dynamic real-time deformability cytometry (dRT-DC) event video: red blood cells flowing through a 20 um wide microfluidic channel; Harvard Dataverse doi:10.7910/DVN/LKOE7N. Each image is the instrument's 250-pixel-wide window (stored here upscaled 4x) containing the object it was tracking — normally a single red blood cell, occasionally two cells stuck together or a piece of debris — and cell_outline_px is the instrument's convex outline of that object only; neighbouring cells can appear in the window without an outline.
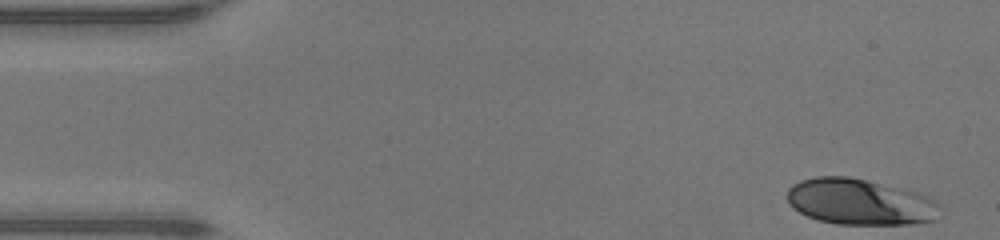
{"species": "human", "species_latin": "Homo sapiens", "temperature_condition": "warm", "stored_images_in_passage": 46, "camera_frame_rate_fps": 3000, "um_per_image_px": 0.085, "donor": {"sex": "male"}, "frame": {"image": 1, "passage_image": 1, "time_ms": 0.0, "image_size_px": [1000, 240], "cell_outline_px": [[944, 208], [936, 220], [912, 224], [836, 224], [820, 220], [808, 216], [792, 208], [788, 204], [788, 188], [792, 184], [800, 180], [816, 176], [848, 176], [916, 192], [928, 196], [936, 200]], "centroid_in_image_um": [73.13, 17.17], "position_along_channel_um": 11.9, "area_um2": 41.27}}
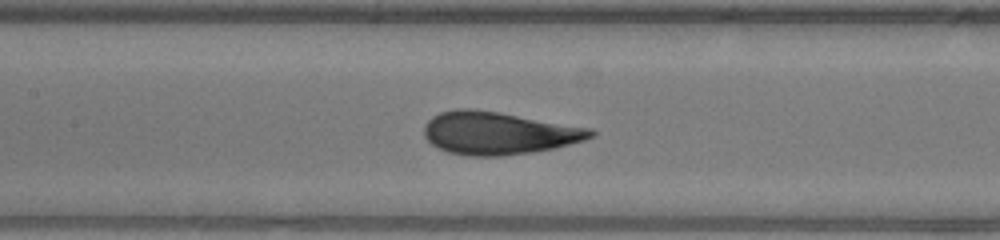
{"frame": {"image": 2, "passage_image": 20, "time_ms": 6.333, "image_size_px": [1000, 240], "cell_outline_px": [[596, 136], [584, 140], [556, 148], [536, 152], [504, 156], [472, 156], [448, 152], [432, 144], [424, 136], [424, 124], [432, 116], [440, 112], [456, 108], [472, 108], [500, 112], [592, 128], [596, 132]], "centroid_in_image_um": [42.4, 11.31], "position_along_channel_um": 165.0, "area_um2": 41.85}}
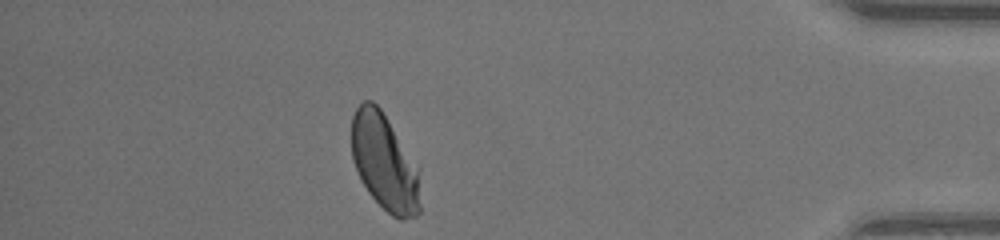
{"frame": {"image": 3, "passage_image": 40, "time_ms": 13.0, "image_size_px": [1000, 240], "cell_outline_px": [[420, 212], [416, 216], [404, 220], [400, 220], [392, 216], [368, 192], [360, 180], [352, 160], [352, 116], [356, 108], [364, 100], [372, 100], [380, 108], [416, 172], [420, 204]], "centroid_in_image_um": [32.6, 13.84], "position_along_channel_um": 402.6, "area_um2": 37.11}, "authors_computed_cell_mechanics": {"area_um2": 40.2577, "velocity_mm_per_s": 4.3204, "shape_relaxation_time_tau1_ms": 3.009, "shape_relaxation_time_tau2_ms": null, "deformation_change_tau1": 0.1771, "deformation_change_tau2": null}}